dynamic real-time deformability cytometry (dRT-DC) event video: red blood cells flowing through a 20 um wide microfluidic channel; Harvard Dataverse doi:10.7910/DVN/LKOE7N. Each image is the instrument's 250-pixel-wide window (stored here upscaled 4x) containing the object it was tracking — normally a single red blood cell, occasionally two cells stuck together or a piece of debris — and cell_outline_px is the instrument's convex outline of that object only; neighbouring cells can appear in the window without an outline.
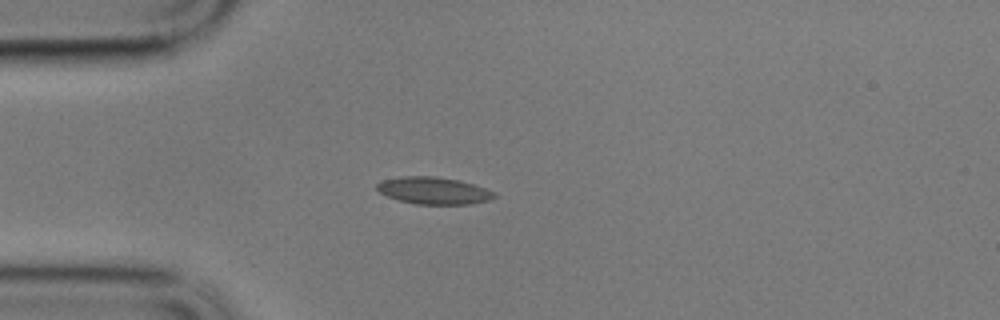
{"species": "common noctule bat (a hibernating species)", "species_latin": "Nyctalus noctula", "temperature_condition": "cold", "stored_images_in_passage": 44, "camera_frame_rate_fps": 3000, "um_per_image_px": 0.085, "animal": {"sex": "male", "body_mass_g": 17.9}, "frame": {"image": 1, "passage_image": 1, "time_ms": 0.0, "image_size_px": [1000, 320], "cell_outline_px": [[496, 196], [488, 200], [472, 204], [416, 204], [400, 200], [388, 196], [380, 192], [376, 188], [376, 184], [380, 180], [404, 176], [436, 176], [460, 180], [496, 192]], "centroid_in_image_um": [36.85, 16.19], "position_along_channel_um": 48.1, "area_um2": 18.5}}
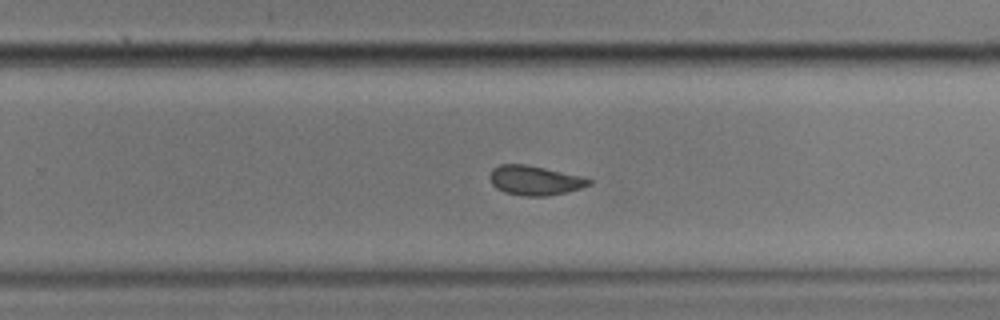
{"frame": {"image": 2, "passage_image": 23, "time_ms": 7.333, "image_size_px": [1000, 320], "cell_outline_px": [[592, 184], [580, 188], [548, 196], [524, 196], [504, 192], [496, 188], [492, 184], [488, 176], [492, 168], [500, 164], [524, 164], [544, 168], [580, 176], [592, 180]], "centroid_in_image_um": [45.4, 15.33], "position_along_channel_um": 284.4, "area_um2": 16.94}}
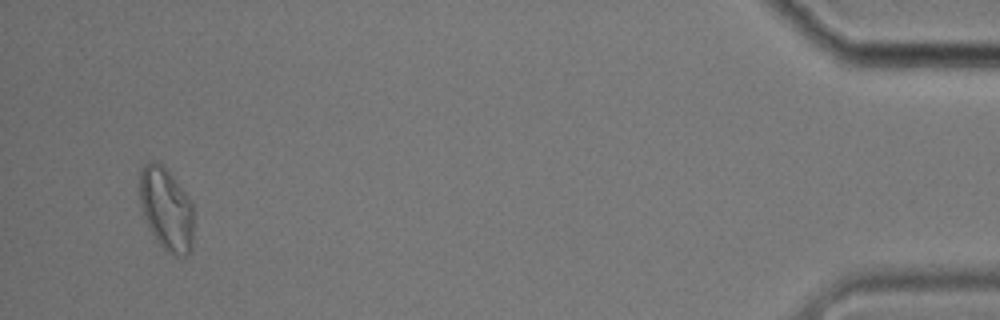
{"frame": {"image": 3, "passage_image": 42, "time_ms": 13.667, "image_size_px": [1000, 320], "cell_outline_px": [[192, 248], [184, 256], [176, 256], [168, 252], [156, 240], [148, 228], [140, 204], [140, 168], [148, 160], [156, 160], [176, 180], [188, 196], [192, 204]], "centroid_in_image_um": [14.11, 17.75], "position_along_channel_um": 421.1, "area_um2": 26.01}, "authors_computed_cell_mechanics": {"area_um2": 17.4556, "velocity_mm_per_s": 3.3874, "shape_relaxation_time_tau1_ms": 3.5706, "shape_relaxation_time_tau2_ms": 1.8888, "deformation_change_tau1": 0.1019, "deformation_change_tau2": 0.0677}}